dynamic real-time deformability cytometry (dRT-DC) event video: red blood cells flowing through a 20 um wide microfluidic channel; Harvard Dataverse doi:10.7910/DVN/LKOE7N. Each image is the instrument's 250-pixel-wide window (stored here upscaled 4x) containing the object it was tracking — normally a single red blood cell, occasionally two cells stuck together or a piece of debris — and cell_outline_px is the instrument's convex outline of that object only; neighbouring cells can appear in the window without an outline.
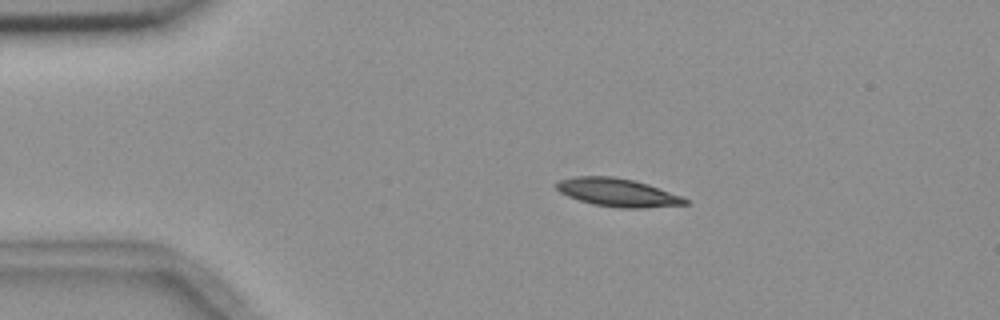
{"species": "common noctule bat (a hibernating species)", "species_latin": "Nyctalus noctula", "temperature_condition": "room temperature", "stored_images_in_passage": 4, "camera_frame_rate_fps": 3000, "um_per_image_px": 0.085, "animal": {"sex": "female", "body_mass_g": 18.4}, "frame": {"image": 1, "passage_image": 3, "time_ms": 2.333, "image_size_px": [1000, 320], "cell_outline_px": [[692, 200], [688, 204], [644, 208], [620, 208], [592, 204], [568, 196], [560, 192], [556, 188], [556, 184], [560, 180], [576, 176], [612, 176], [632, 180], [648, 184]], "centroid_in_image_um": [52.53, 16.37], "position_along_channel_um": 32.5, "area_um2": 21.04}}